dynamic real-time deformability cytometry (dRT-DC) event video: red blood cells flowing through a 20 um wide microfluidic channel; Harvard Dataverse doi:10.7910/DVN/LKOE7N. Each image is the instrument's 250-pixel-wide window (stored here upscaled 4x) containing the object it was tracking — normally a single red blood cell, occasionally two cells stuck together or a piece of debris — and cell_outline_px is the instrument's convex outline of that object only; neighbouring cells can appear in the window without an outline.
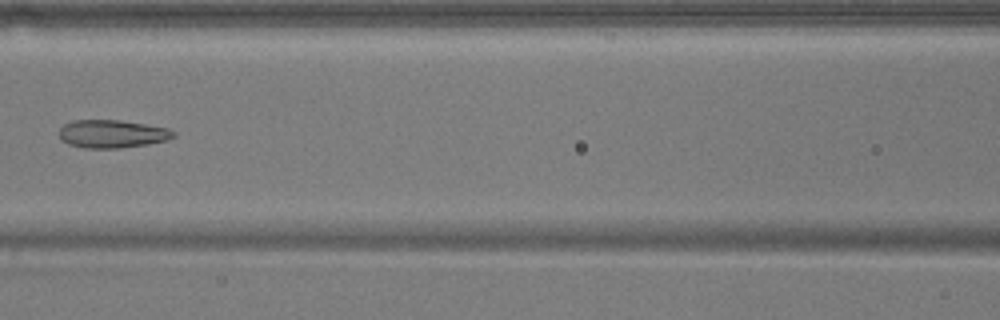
{"species": "common noctule bat (a hibernating species)", "species_latin": "Nyctalus noctula", "temperature_condition": "warm", "stored_images_in_passage": 7, "camera_frame_rate_fps": 3000, "um_per_image_px": 0.085, "animal": {"sex": "male", "body_mass_g": 17.9}, "frame": {"image": 1, "passage_image": 7, "time_ms": 7.0, "image_size_px": [1000, 320], "cell_outline_px": [[176, 136], [168, 140], [148, 144], [120, 148], [84, 148], [68, 144], [60, 140], [60, 128], [64, 124], [72, 120], [120, 120], [168, 128], [176, 132]], "centroid_in_image_um": [9.54, 11.38], "position_along_channel_um": 157.1, "area_um2": 18.79}}